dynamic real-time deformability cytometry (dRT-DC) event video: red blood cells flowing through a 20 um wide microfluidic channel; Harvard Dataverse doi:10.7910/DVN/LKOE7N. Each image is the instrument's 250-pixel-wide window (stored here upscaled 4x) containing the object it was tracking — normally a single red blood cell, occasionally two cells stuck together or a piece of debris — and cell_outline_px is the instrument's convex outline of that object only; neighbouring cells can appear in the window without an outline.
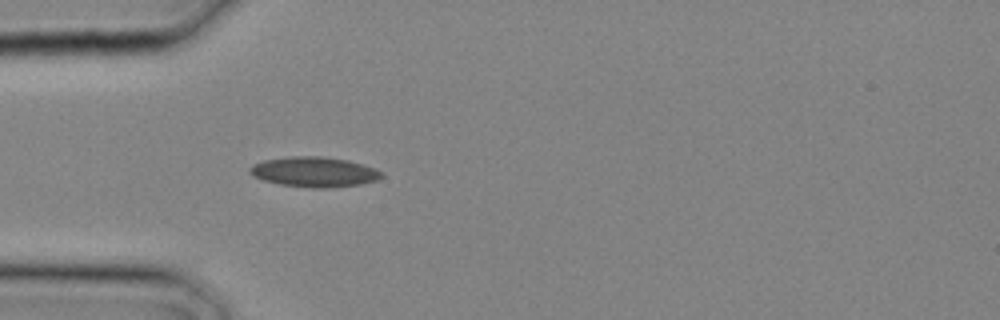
{"species": "common noctule bat (a hibernating species)", "species_latin": "Nyctalus noctula", "temperature_condition": "cold", "stored_images_in_passage": 2, "camera_frame_rate_fps": 3000, "um_per_image_px": 0.085, "animal": {"sex": "male", "body_mass_g": 20.4}, "frame": {"image": 1, "passage_image": 2, "time_ms": 0.333, "image_size_px": [1000, 320], "cell_outline_px": [[384, 176], [376, 180], [360, 184], [332, 188], [312, 188], [280, 184], [264, 180], [252, 176], [248, 172], [248, 168], [252, 164], [264, 160], [288, 156], [320, 156], [348, 160], [376, 168], [384, 172]], "centroid_in_image_um": [26.71, 14.61], "position_along_channel_um": 58.3, "area_um2": 23.35}}